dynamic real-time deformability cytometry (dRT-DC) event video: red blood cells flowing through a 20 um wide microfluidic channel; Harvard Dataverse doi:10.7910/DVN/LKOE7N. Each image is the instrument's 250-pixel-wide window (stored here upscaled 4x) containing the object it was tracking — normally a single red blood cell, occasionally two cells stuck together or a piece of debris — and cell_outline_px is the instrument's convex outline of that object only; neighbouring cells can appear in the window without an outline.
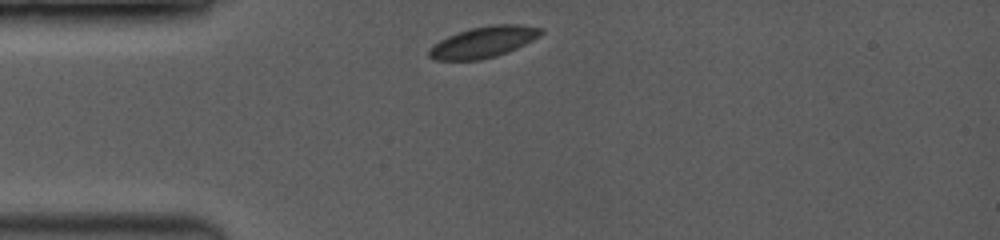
{"species": "common noctule bat (a hibernating species)", "species_latin": "Nyctalus noctula", "temperature_condition": "room temperature", "stored_images_in_passage": 20, "camera_frame_rate_fps": 3500, "um_per_image_px": 0.085, "animal": {"sex": "female", "body_mass_g": 19.0, "forearm_length_mm": 53.3}, "frame": {"image": 1, "passage_image": 1, "time_ms": 0.0, "image_size_px": [1000, 240], "cell_outline_px": [[544, 32], [540, 36], [516, 48], [496, 56], [480, 60], [436, 60], [428, 56], [428, 52], [432, 44], [456, 32], [472, 28], [492, 24], [520, 24], [540, 28]], "centroid_in_image_um": [41.07, 3.57], "position_along_channel_um": 43.9, "area_um2": 20.23}}
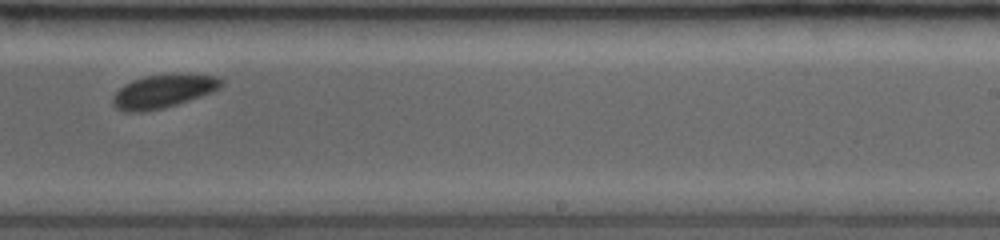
{"frame": {"image": 2, "passage_image": 12, "time_ms": 6.286, "image_size_px": [1000, 240], "cell_outline_px": [[224, 84], [220, 88], [212, 92], [164, 108], [144, 112], [124, 112], [116, 108], [112, 104], [112, 96], [124, 84], [132, 80], [144, 76], [180, 72], [220, 76], [224, 80]], "centroid_in_image_um": [13.9, 7.73], "position_along_channel_um": 275.1, "area_um2": 21.68}}
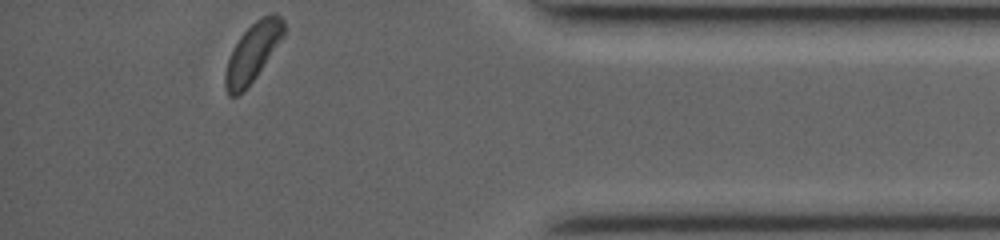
{"frame": {"image": 3, "passage_image": 20, "time_ms": 10.286, "image_size_px": [1000, 240], "cell_outline_px": [[288, 28], [284, 36], [256, 76], [244, 92], [236, 96], [228, 96], [224, 88], [224, 76], [228, 60], [240, 36], [256, 20], [272, 12], [276, 12], [284, 20]], "centroid_in_image_um": [21.51, 4.45], "position_along_channel_um": 413.7, "area_um2": 20.0}, "authors_computed_cell_mechanics": {"area_um2": 20.8947, "velocity_mm_per_s": 4.0032, "shape_relaxation_time_tau1_ms": 1.8947, "shape_relaxation_time_tau2_ms": null, "deformation_change_tau1": 0.0463, "deformation_change_tau2": null}}